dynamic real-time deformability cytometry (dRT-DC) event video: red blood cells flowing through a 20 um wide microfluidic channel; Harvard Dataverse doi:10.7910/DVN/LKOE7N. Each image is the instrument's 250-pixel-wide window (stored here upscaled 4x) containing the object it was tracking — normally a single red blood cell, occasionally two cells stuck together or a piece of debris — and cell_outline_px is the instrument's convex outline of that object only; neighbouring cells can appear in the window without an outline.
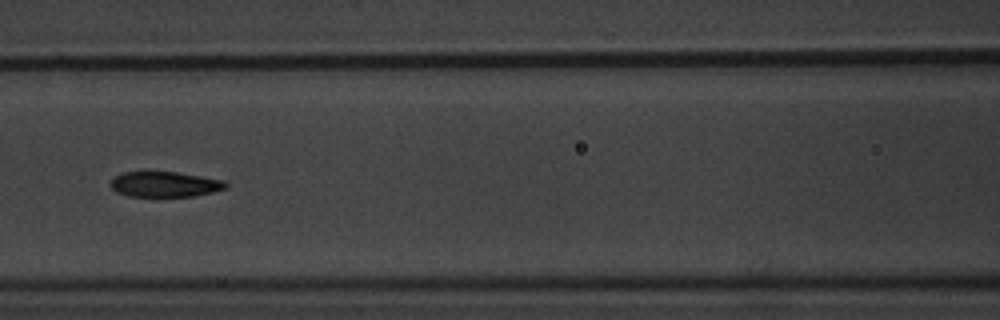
{"species": "common noctule bat (a hibernating species)", "species_latin": "Nyctalus noctula", "temperature_condition": "warm", "stored_images_in_passage": 8, "camera_frame_rate_fps": 3000, "um_per_image_px": 0.085, "animal": {"sex": "male", "body_mass_g": 20.1, "forearm_length_mm": 53.5}, "frame": {"image": 1, "passage_image": 6, "time_ms": 7.0, "image_size_px": [1000, 320], "cell_outline_px": [[228, 188], [212, 192], [192, 196], [128, 196], [116, 192], [112, 188], [112, 180], [116, 176], [124, 172], [176, 172], [224, 180], [228, 184]], "centroid_in_image_um": [14.04, 15.67], "position_along_channel_um": 152.6, "area_um2": 16.82}}
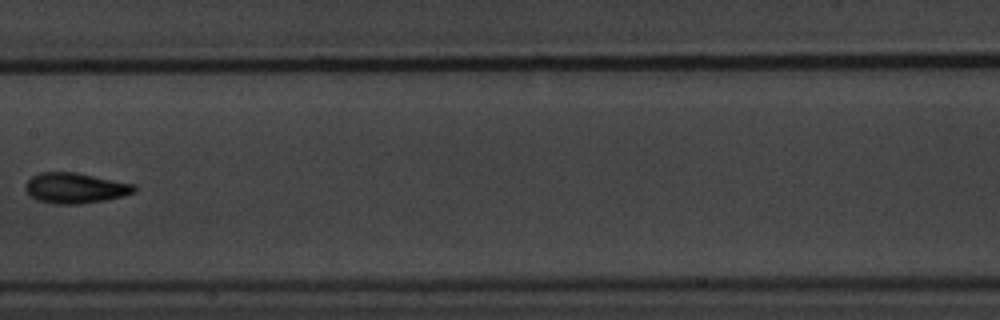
{"frame": {"image": 2, "passage_image": 7, "time_ms": 8.333, "image_size_px": [1000, 320], "cell_outline_px": [[136, 192], [104, 200], [80, 204], [56, 204], [36, 200], [24, 188], [24, 184], [32, 176], [40, 172], [76, 172], [136, 184]], "centroid_in_image_um": [6.39, 15.97], "position_along_channel_um": 201.0, "area_um2": 19.36}}